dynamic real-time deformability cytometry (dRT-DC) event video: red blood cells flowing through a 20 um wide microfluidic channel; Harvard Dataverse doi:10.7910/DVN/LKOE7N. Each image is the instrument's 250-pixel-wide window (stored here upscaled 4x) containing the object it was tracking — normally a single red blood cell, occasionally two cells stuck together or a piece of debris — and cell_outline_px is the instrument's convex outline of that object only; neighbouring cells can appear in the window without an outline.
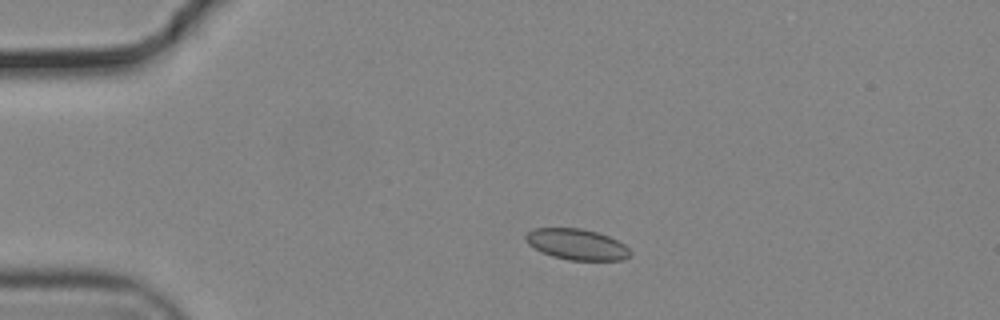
{"species": "common noctule bat (a hibernating species)", "species_latin": "Nyctalus noctula", "temperature_condition": "cold", "stored_images_in_passage": 53, "camera_frame_rate_fps": 3000, "um_per_image_px": 0.085, "animal": {"sex": "male", "body_mass_g": 19.2, "forearm_length_mm": 51.8}, "frame": {"image": 1, "passage_image": 9, "time_ms": 2.667, "image_size_px": [1000, 320], "cell_outline_px": [[632, 256], [624, 260], [568, 260], [552, 256], [528, 244], [524, 236], [528, 232], [536, 228], [580, 228], [596, 232], [608, 236], [624, 244], [632, 252]], "centroid_in_image_um": [49.07, 20.78], "position_along_channel_um": 35.9, "area_um2": 18.73}}
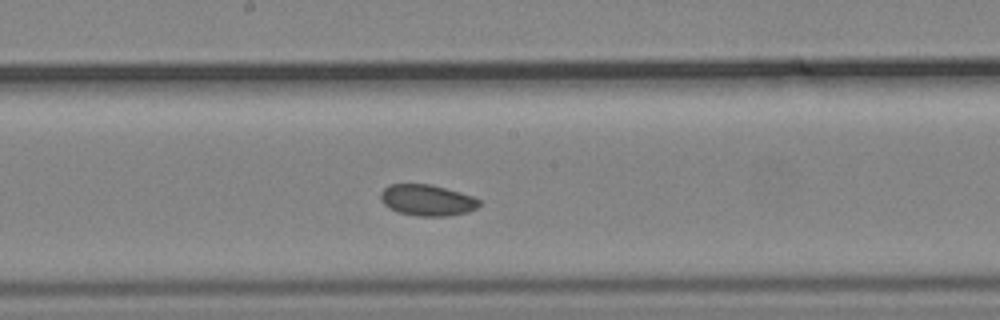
{"frame": {"image": 2, "passage_image": 27, "time_ms": 8.667, "image_size_px": [1000, 320], "cell_outline_px": [[480, 204], [476, 208], [468, 212], [448, 216], [416, 216], [400, 212], [388, 208], [380, 200], [380, 192], [388, 184], [428, 184], [460, 192], [472, 196], [480, 200]], "centroid_in_image_um": [36.28, 17.02], "position_along_channel_um": 211.9, "area_um2": 17.92}}
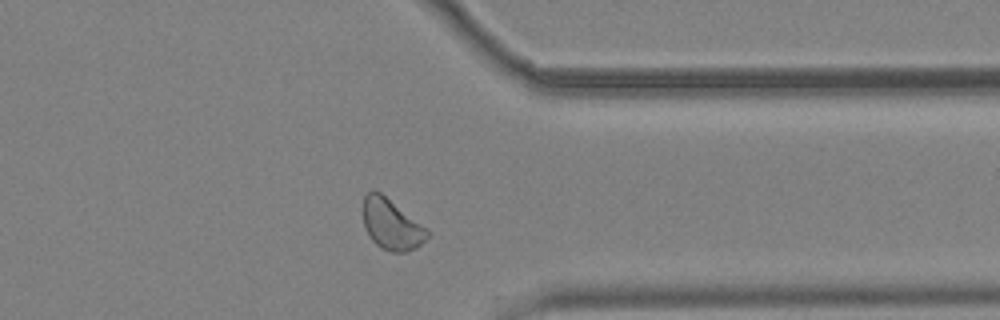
{"frame": {"image": 3, "passage_image": 41, "time_ms": 13.333, "image_size_px": [1000, 320], "cell_outline_px": [[428, 236], [416, 248], [404, 252], [392, 252], [380, 248], [368, 236], [364, 228], [364, 196], [372, 188], [380, 192], [428, 228]], "centroid_in_image_um": [33.26, 19.07], "position_along_channel_um": 378.1, "area_um2": 18.96}}